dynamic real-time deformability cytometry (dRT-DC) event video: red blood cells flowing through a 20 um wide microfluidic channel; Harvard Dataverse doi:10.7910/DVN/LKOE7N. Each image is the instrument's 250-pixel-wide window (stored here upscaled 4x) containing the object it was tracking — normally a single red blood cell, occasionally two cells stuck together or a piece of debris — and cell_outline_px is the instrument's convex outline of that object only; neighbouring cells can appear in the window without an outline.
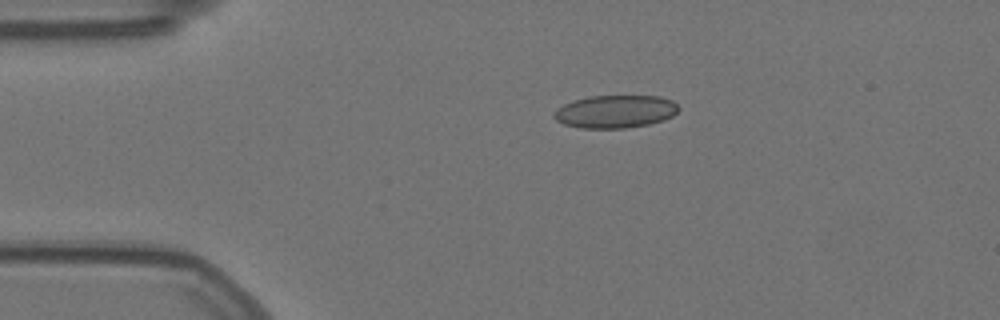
{"species": "Egyptian fruit bat (a non-hibernating species)", "species_latin": "Rousettus aegyptiacus", "temperature_condition": "warm", "stored_images_in_passage": 34, "camera_frame_rate_fps": 3000, "um_per_image_px": 0.085, "animal": {"sex": "female"}, "frame": {"image": 1, "passage_image": 1, "time_ms": 0.0, "image_size_px": [1000, 320], "cell_outline_px": [[680, 108], [672, 116], [664, 120], [648, 124], [624, 128], [584, 128], [564, 124], [556, 120], [552, 116], [552, 112], [556, 108], [564, 104], [588, 96], [660, 96], [672, 100]], "centroid_in_image_um": [52.29, 9.48], "position_along_channel_um": 32.7, "area_um2": 23.81}}
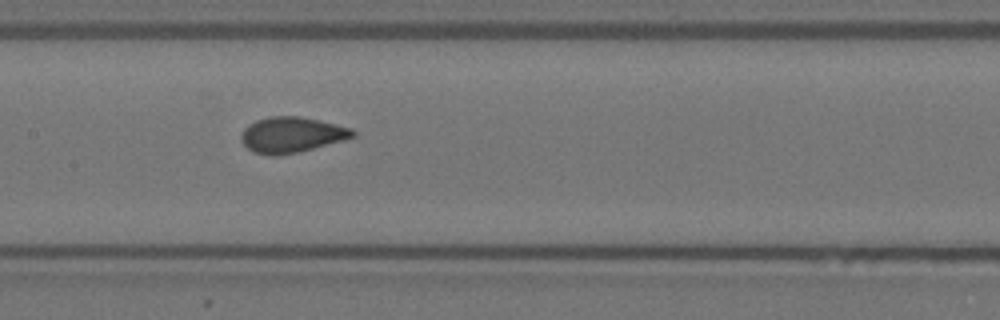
{"frame": {"image": 2, "passage_image": 17, "time_ms": 5.333, "image_size_px": [1000, 320], "cell_outline_px": [[356, 136], [312, 148], [296, 152], [276, 156], [272, 156], [256, 152], [248, 148], [240, 140], [240, 136], [244, 128], [248, 124], [256, 120], [268, 116], [300, 116], [320, 120], [352, 128], [356, 132]], "centroid_in_image_um": [24.77, 11.43], "position_along_channel_um": 182.6, "area_um2": 23.0}}
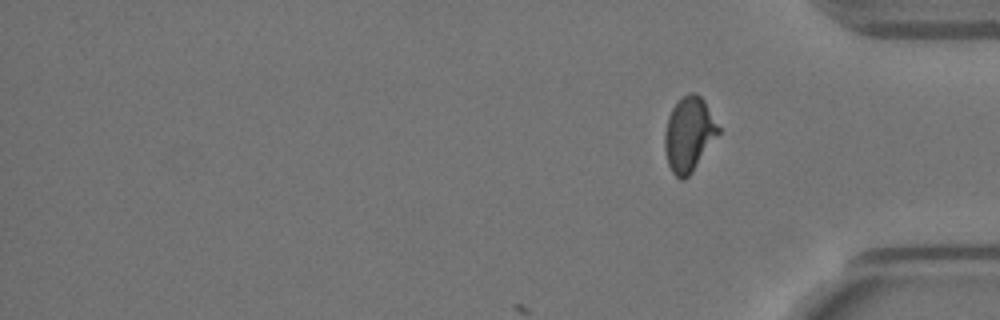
{"frame": {"image": 3, "passage_image": 34, "time_ms": 11.0, "image_size_px": [1000, 320], "cell_outline_px": [[720, 132], [692, 172], [684, 180], [680, 180], [672, 172], [668, 164], [664, 148], [664, 132], [668, 116], [672, 108], [688, 92], [696, 92], [704, 100], [720, 128]], "centroid_in_image_um": [58.55, 11.41], "position_along_channel_um": 376.7, "area_um2": 23.24}, "authors_computed_cell_mechanics": {"area_um2": 22.6865, "velocity_mm_per_s": 3.5416, "shape_relaxation_time_tau1_ms": 5.2478, "shape_relaxation_time_tau2_ms": 0.6964, "deformation_change_tau1": 0.1402, "deformation_change_tau2": 0.045}}